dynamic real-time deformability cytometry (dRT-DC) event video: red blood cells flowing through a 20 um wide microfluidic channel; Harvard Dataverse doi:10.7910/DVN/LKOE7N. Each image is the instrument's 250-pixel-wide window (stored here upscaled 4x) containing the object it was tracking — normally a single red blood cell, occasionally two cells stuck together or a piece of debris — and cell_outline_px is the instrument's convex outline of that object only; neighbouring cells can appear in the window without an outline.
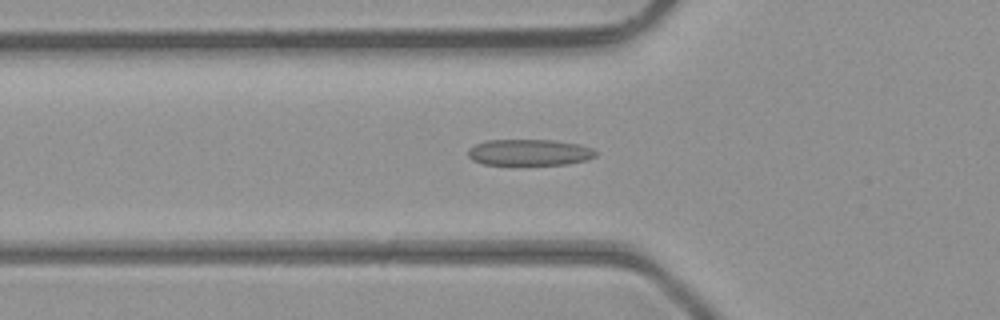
{"species": "common noctule bat (a hibernating species)", "species_latin": "Nyctalus noctula", "temperature_condition": "room temperature", "stored_images_in_passage": 44, "camera_frame_rate_fps": 3000, "um_per_image_px": 0.085, "animal": {"sex": "male", "body_mass_g": 23.1, "forearm_length_mm": 52.7}, "frame": {"image": 1, "passage_image": 14, "time_ms": 4.333, "image_size_px": [1000, 320], "cell_outline_px": [[596, 156], [588, 160], [568, 164], [484, 164], [472, 160], [468, 156], [468, 148], [484, 140], [552, 140], [580, 144], [592, 148], [596, 152]], "centroid_in_image_um": [45.0, 12.94], "position_along_channel_um": 80.8, "area_um2": 19.54}}
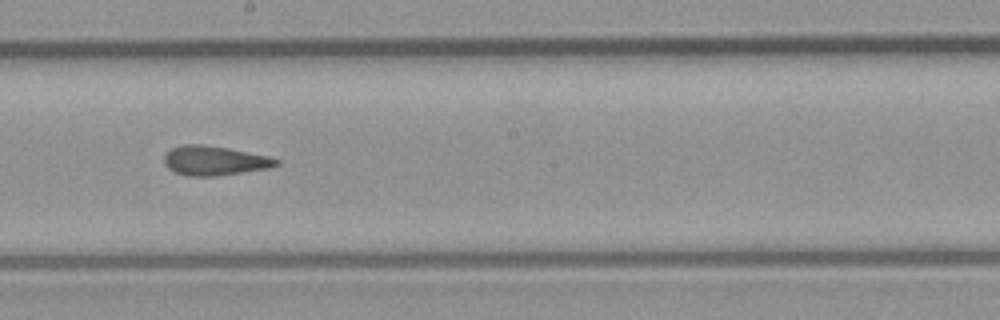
{"frame": {"image": 2, "passage_image": 24, "time_ms": 7.667, "image_size_px": [1000, 320], "cell_outline_px": [[280, 164], [272, 168], [216, 176], [188, 176], [176, 172], [168, 168], [164, 164], [164, 156], [172, 148], [180, 144], [204, 144], [228, 148], [268, 156], [280, 160]], "centroid_in_image_um": [18.25, 13.65], "position_along_channel_um": 229.9, "area_um2": 19.36}}
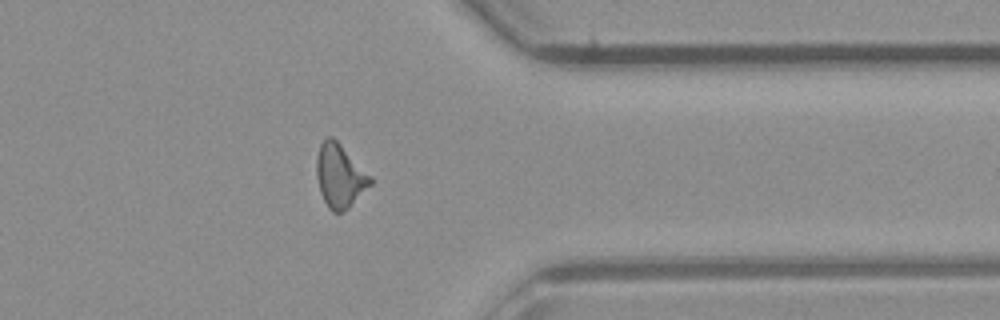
{"frame": {"image": 3, "passage_image": 35, "time_ms": 11.333, "image_size_px": [1000, 320], "cell_outline_px": [[372, 184], [344, 212], [332, 212], [328, 208], [320, 192], [316, 176], [316, 156], [320, 144], [328, 136], [332, 136], [372, 176]], "centroid_in_image_um": [28.88, 14.96], "position_along_channel_um": 382.5, "area_um2": 19.94}, "authors_computed_cell_mechanics": {"area_um2": 19.3052, "velocity_mm_per_s": 4.4424, "shape_relaxation_time_tau1_ms": null, "shape_relaxation_time_tau2_ms": 2.2502, "deformation_change_tau1": null, "deformation_change_tau2": 0.1148}}